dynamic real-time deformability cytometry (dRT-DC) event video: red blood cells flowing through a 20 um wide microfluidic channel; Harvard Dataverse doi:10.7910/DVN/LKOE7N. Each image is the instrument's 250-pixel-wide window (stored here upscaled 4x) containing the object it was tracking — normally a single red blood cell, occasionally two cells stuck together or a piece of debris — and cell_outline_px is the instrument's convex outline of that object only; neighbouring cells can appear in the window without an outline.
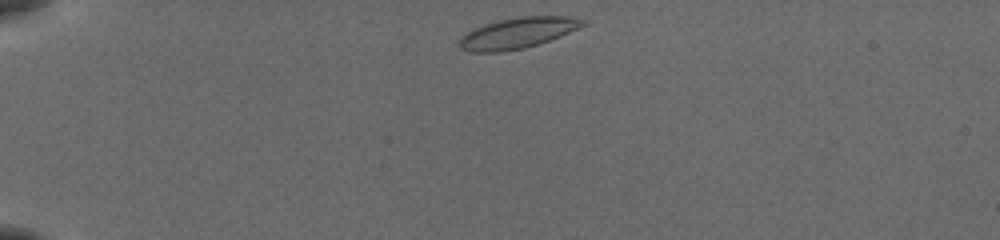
{"species": "common noctule bat (a hibernating species)", "species_latin": "Nyctalus noctula", "temperature_condition": "cold", "stored_images_in_passage": 42, "camera_frame_rate_fps": 3000, "um_per_image_px": 0.085, "animal": {"sex": "female", "body_mass_g": 19.5, "forearm_length_mm": 54.1}, "frame": {"image": 1, "passage_image": 1, "time_ms": 0.0, "image_size_px": [1000, 240], "cell_outline_px": [[588, 24], [560, 36], [524, 48], [500, 52], [472, 52], [460, 48], [460, 36], [484, 24], [500, 20], [524, 16], [568, 16], [588, 20]], "centroid_in_image_um": [44.04, 2.8], "position_along_channel_um": 41.0, "area_um2": 21.96}}
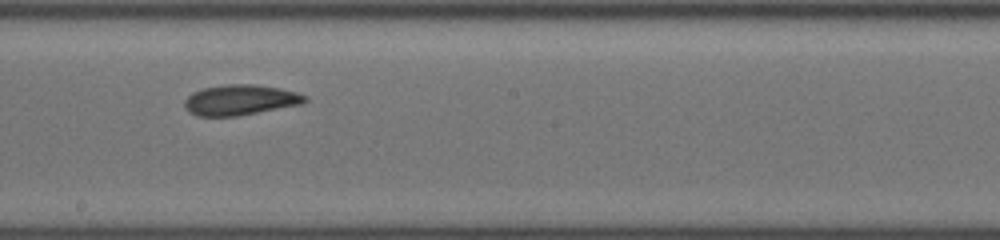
{"frame": {"image": 2, "passage_image": 20, "time_ms": 6.333, "image_size_px": [1000, 240], "cell_outline_px": [[308, 100], [304, 104], [236, 116], [196, 116], [188, 112], [184, 104], [184, 100], [192, 92], [204, 88], [228, 84], [256, 84], [280, 88], [296, 92], [308, 96]], "centroid_in_image_um": [20.44, 8.49], "position_along_channel_um": 227.8, "area_um2": 21.5}}
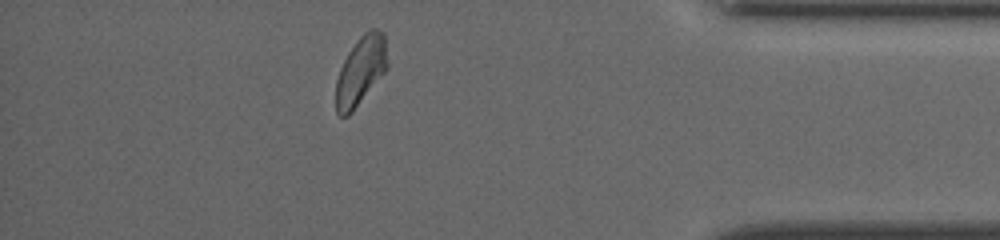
{"frame": {"image": 3, "passage_image": 36, "time_ms": 11.667, "image_size_px": [1000, 240], "cell_outline_px": [[388, 68], [352, 112], [348, 116], [340, 116], [336, 112], [336, 80], [340, 68], [348, 52], [356, 40], [368, 28], [376, 28], [384, 36], [388, 64]], "centroid_in_image_um": [30.65, 6.0], "position_along_channel_um": 404.5, "area_um2": 20.58}, "authors_computed_cell_mechanics": {"area_um2": 21.0392, "velocity_mm_per_s": 3.8475, "shape_relaxation_time_tau1_ms": 3.7958, "shape_relaxation_time_tau2_ms": 2.3286, "deformation_change_tau1": 0.1346, "deformation_change_tau2": 0.0779}}